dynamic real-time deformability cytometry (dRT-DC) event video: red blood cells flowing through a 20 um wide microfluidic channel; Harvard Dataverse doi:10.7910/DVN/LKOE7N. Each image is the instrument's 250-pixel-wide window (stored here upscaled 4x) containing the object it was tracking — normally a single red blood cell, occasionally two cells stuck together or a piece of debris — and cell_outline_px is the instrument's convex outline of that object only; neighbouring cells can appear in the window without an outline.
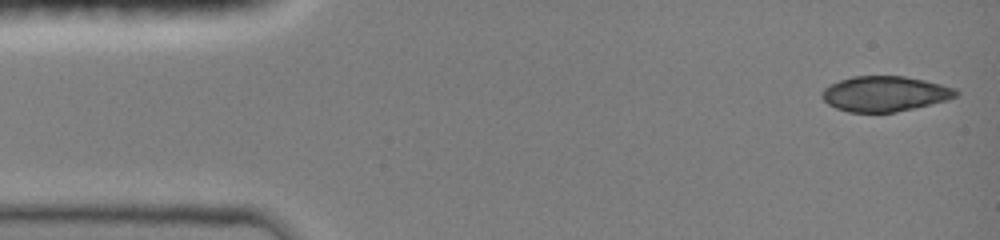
{"species": "common noctule bat (a hibernating species)", "species_latin": "Nyctalus noctula", "temperature_condition": "room temperature", "stored_images_in_passage": 46, "camera_frame_rate_fps": 3000, "um_per_image_px": 0.085, "animal": {"sex": "female", "body_mass_g": 19.0, "forearm_length_mm": 51.5}, "frame": {"image": 1, "passage_image": 1, "time_ms": 0.0, "image_size_px": [1000, 240], "cell_outline_px": [[960, 92], [956, 96], [944, 100], [896, 112], [848, 112], [836, 108], [828, 104], [820, 96], [824, 88], [840, 80], [852, 76], [904, 76], [924, 80], [956, 88]], "centroid_in_image_um": [75.18, 7.96], "position_along_channel_um": 9.8, "area_um2": 27.28}}